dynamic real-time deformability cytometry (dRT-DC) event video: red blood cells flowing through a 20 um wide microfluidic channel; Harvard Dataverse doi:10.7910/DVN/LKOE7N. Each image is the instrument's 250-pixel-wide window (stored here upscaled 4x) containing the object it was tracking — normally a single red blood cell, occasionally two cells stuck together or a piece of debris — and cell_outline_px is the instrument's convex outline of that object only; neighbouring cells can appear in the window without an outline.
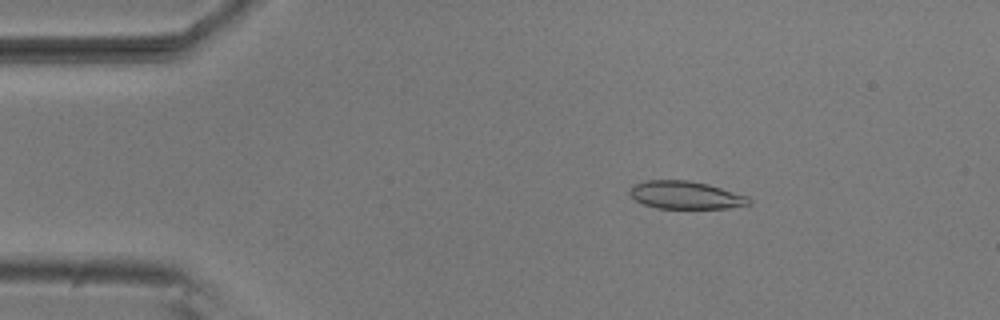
{"species": "common noctule bat (a hibernating species)", "species_latin": "Nyctalus noctula", "temperature_condition": "room temperature", "stored_images_in_passage": 5, "camera_frame_rate_fps": 3000, "um_per_image_px": 0.085, "animal": {"sex": "male", "body_mass_g": 20.5, "forearm_length_mm": 52.5}, "frame": {"image": 1, "passage_image": 3, "time_ms": 0.667, "image_size_px": [1000, 320], "cell_outline_px": [[752, 204], [728, 208], [656, 208], [644, 204], [636, 200], [628, 192], [632, 184], [648, 180], [688, 180], [708, 184], [748, 196], [752, 200]], "centroid_in_image_um": [58.28, 16.58], "position_along_channel_um": 26.7, "area_um2": 19.36}}
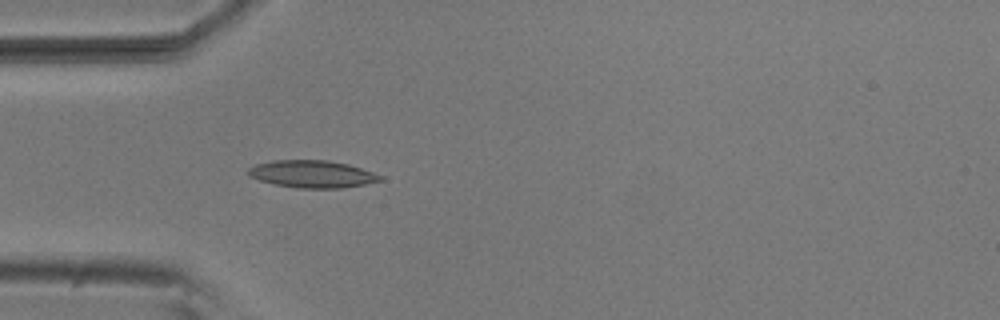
{"frame": {"image": 2, "passage_image": 5, "time_ms": 1.333, "image_size_px": [1000, 320], "cell_outline_px": [[384, 180], [344, 188], [296, 188], [276, 184], [260, 180], [248, 176], [248, 168], [256, 164], [272, 160], [328, 160], [348, 164], [384, 176]], "centroid_in_image_um": [26.55, 14.79], "position_along_channel_um": 58.5, "area_um2": 21.04}}